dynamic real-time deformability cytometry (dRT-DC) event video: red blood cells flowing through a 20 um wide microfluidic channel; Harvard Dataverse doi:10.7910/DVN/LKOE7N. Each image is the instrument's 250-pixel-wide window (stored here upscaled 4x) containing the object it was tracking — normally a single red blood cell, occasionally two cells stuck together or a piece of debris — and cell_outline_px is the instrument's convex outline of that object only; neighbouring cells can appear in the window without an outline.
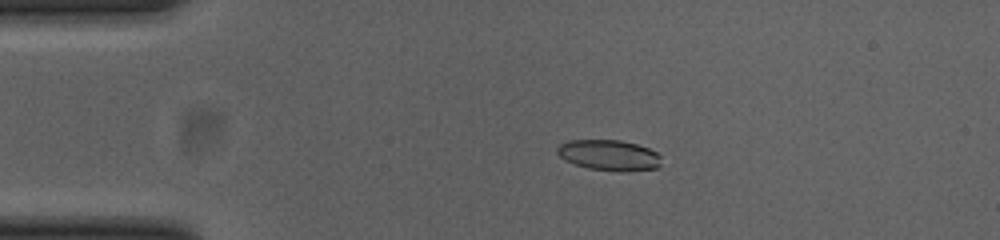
{"species": "common noctule bat (a hibernating species)", "species_latin": "Nyctalus noctula", "temperature_condition": "cold", "stored_images_in_passage": 53, "camera_frame_rate_fps": 3000, "um_per_image_px": 0.085, "animal": {"sex": "female", "body_mass_g": 23.0, "forearm_length_mm": 53.4}, "frame": {"image": 1, "passage_image": 11, "time_ms": 3.333, "image_size_px": [1000, 240], "cell_outline_px": [[660, 164], [656, 168], [628, 172], [588, 168], [564, 160], [556, 152], [556, 148], [560, 144], [568, 140], [620, 140], [636, 144], [648, 148], [656, 152], [660, 156]], "centroid_in_image_um": [51.75, 13.19], "position_along_channel_um": 33.2, "area_um2": 18.55}}
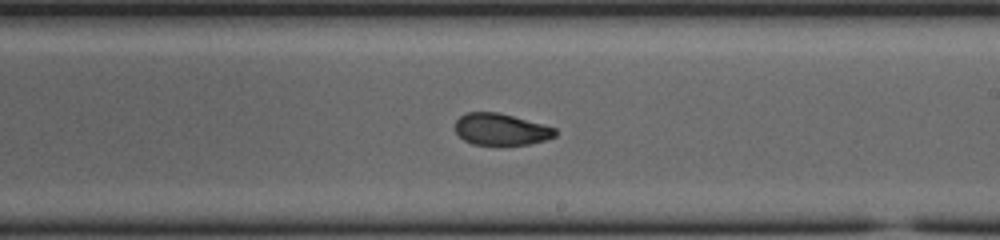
{"frame": {"image": 2, "passage_image": 31, "time_ms": 10.0, "image_size_px": [1000, 240], "cell_outline_px": [[556, 136], [544, 140], [528, 144], [472, 144], [464, 140], [456, 132], [456, 120], [460, 116], [468, 112], [500, 112], [556, 128]], "centroid_in_image_um": [42.58, 10.98], "position_along_channel_um": 246.4, "area_um2": 18.26}}
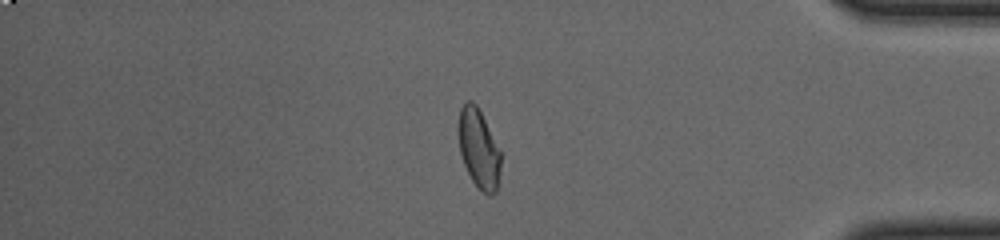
{"frame": {"image": 3, "passage_image": 45, "time_ms": 14.667, "image_size_px": [1000, 240], "cell_outline_px": [[500, 164], [496, 192], [492, 196], [488, 196], [472, 180], [464, 164], [460, 152], [456, 128], [460, 108], [468, 100], [472, 100], [476, 104], [500, 152]], "centroid_in_image_um": [40.64, 12.61], "position_along_channel_um": 394.6, "area_um2": 19.25}, "authors_computed_cell_mechanics": {"area_um2": 19.3052, "velocity_mm_per_s": 3.8406, "shape_relaxation_time_tau1_ms": 7.4402, "shape_relaxation_time_tau2_ms": 1.6888, "deformation_change_tau1": 0.18, "deformation_change_tau2": 0.0611}}